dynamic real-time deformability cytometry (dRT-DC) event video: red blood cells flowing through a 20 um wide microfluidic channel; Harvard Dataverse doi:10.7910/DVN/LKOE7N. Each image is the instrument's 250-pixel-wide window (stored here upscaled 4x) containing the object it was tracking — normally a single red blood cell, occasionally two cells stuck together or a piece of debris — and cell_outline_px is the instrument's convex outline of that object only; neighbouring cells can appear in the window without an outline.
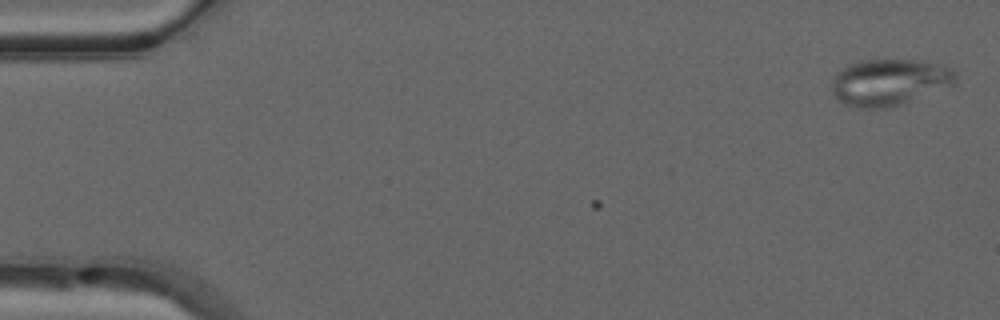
{"species": "common noctule bat (a hibernating species)", "species_latin": "Nyctalus noctula", "temperature_condition": "warm", "stored_images_in_passage": 7, "camera_frame_rate_fps": 3000, "um_per_image_px": 0.085, "animal": {"sex": "male", "forearm_length_mm": 52.5}, "frame": {"image": 1, "passage_image": 7, "time_ms": 2.0, "image_size_px": [1000, 320], "cell_outline_px": [[956, 84], [892, 108], [856, 108], [844, 104], [832, 92], [832, 80], [836, 72], [852, 64], [864, 60], [912, 60], [944, 64], [952, 68], [956, 72]], "centroid_in_image_um": [75.64, 7.0], "position_along_channel_um": 9.4, "area_um2": 33.76}}